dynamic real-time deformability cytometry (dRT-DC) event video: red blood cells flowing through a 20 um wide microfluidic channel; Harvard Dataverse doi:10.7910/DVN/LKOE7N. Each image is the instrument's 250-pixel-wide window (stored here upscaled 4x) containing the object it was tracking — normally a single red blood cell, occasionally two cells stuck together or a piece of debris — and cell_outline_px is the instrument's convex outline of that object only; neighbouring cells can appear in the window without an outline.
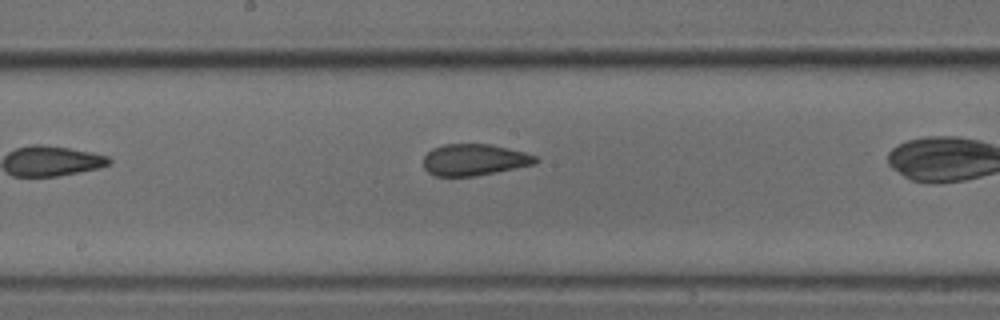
{"species": "common noctule bat (a hibernating species)", "species_latin": "Nyctalus noctula", "temperature_condition": "cold", "stored_images_in_passage": 18, "camera_frame_rate_fps": 3000, "um_per_image_px": 0.085, "animal": {"sex": "male", "body_mass_g": 18.8}, "frame": {"image": 1, "passage_image": 8, "time_ms": 2.333, "image_size_px": [1000, 320], "cell_outline_px": [[540, 160], [532, 164], [496, 172], [476, 176], [436, 176], [428, 172], [424, 168], [424, 156], [432, 148], [444, 144], [492, 144], [524, 152], [536, 156]], "centroid_in_image_um": [40.29, 13.57], "position_along_channel_um": 207.9, "area_um2": 20.52}}